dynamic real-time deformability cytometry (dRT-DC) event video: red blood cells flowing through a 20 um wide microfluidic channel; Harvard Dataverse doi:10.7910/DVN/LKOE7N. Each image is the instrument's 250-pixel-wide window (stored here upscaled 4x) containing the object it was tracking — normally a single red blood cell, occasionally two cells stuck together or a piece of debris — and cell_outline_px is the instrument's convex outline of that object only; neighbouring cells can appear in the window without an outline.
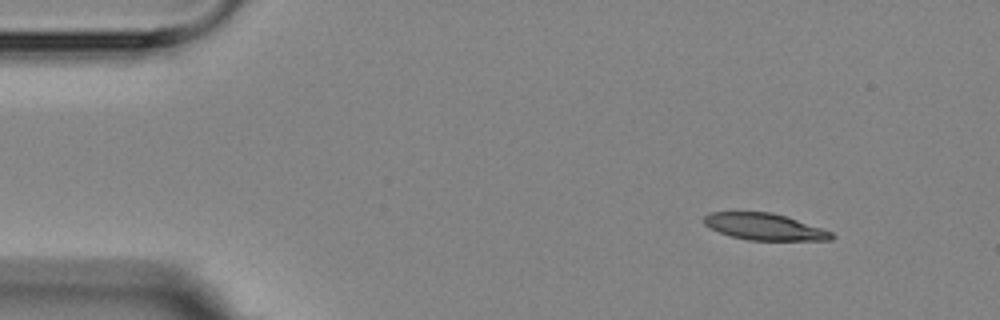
{"species": "Egyptian fruit bat (a non-hibernating species)", "species_latin": "Rousettus aegyptiacus", "temperature_condition": "room temperature", "stored_images_in_passage": 2, "camera_frame_rate_fps": 3000, "um_per_image_px": 0.085, "animal": {"sex": "female"}, "frame": {"image": 1, "passage_image": 1, "time_ms": 0.0, "image_size_px": [1000, 320], "cell_outline_px": [[836, 236], [832, 240], [748, 240], [732, 236], [720, 232], [704, 224], [704, 216], [708, 212], [772, 212], [832, 232]], "centroid_in_image_um": [64.97, 19.27], "position_along_channel_um": 20.0, "area_um2": 19.48}}